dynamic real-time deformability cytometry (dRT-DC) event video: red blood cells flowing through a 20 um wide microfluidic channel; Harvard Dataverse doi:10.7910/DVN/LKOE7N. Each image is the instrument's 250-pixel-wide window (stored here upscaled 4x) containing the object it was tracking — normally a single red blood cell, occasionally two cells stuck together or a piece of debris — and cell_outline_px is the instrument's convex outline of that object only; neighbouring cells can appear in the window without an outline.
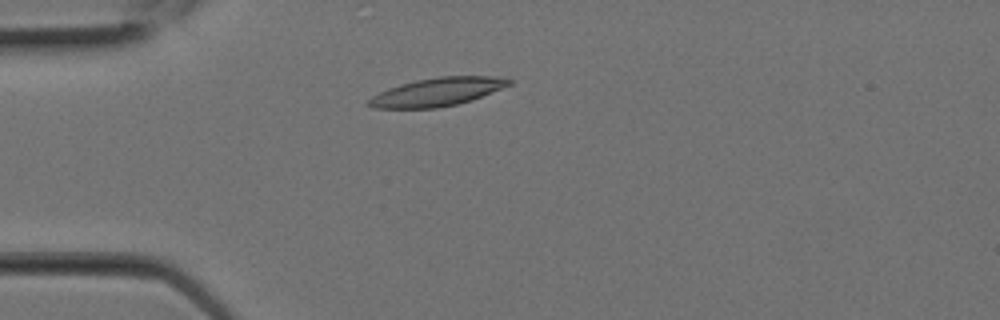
{"species": "Egyptian fruit bat (a non-hibernating species)", "species_latin": "Rousettus aegyptiacus", "temperature_condition": "room temperature", "stored_images_in_passage": 7, "camera_frame_rate_fps": 3000, "um_per_image_px": 0.085, "animal": {"sex": "female"}, "frame": {"image": 1, "passage_image": 5, "time_ms": 1.333, "image_size_px": [1000, 320], "cell_outline_px": [[516, 80], [512, 84], [472, 100], [456, 104], [436, 108], [376, 108], [364, 104], [372, 96], [388, 88], [400, 84], [416, 80], [440, 76], [508, 76]], "centroid_in_image_um": [37.23, 7.8], "position_along_channel_um": 47.8, "area_um2": 23.35}}
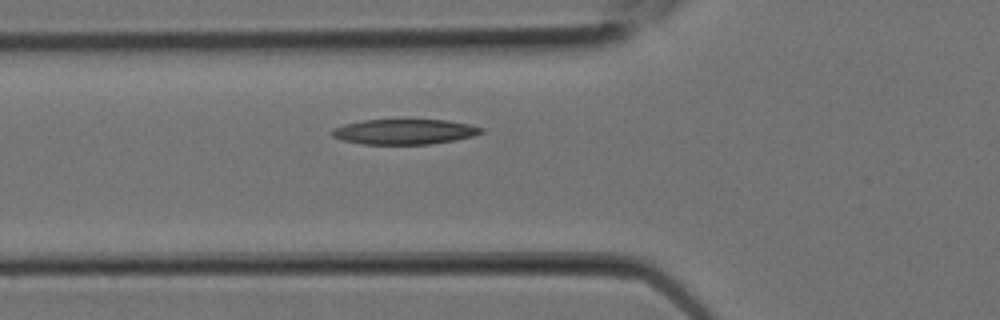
{"frame": {"image": 2, "passage_image": 7, "time_ms": 2.0, "image_size_px": [1000, 320], "cell_outline_px": [[484, 132], [472, 136], [432, 144], [364, 144], [340, 140], [332, 136], [332, 128], [344, 124], [360, 120], [448, 120], [468, 124], [484, 128]], "centroid_in_image_um": [34.34, 11.19], "position_along_channel_um": 91.5, "area_um2": 21.91}}